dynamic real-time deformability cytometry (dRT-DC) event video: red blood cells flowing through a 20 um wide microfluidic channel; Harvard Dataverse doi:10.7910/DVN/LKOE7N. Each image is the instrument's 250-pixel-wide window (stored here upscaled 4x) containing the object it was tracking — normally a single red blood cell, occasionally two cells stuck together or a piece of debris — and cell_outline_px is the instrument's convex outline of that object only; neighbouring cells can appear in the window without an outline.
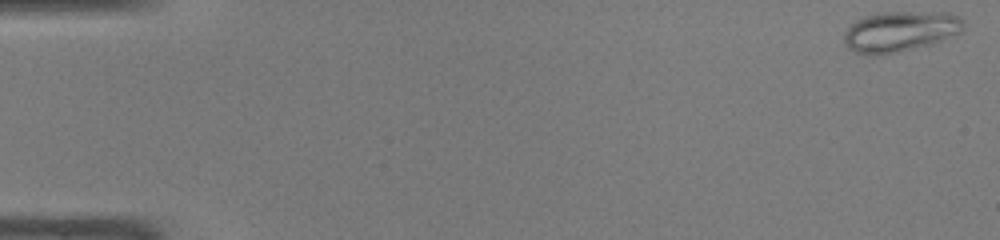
{"species": "common noctule bat (a hibernating species)", "species_latin": "Nyctalus noctula", "temperature_condition": "warm", "stored_images_in_passage": 6, "camera_frame_rate_fps": 3000, "um_per_image_px": 0.085, "animal": {"sex": "male", "body_mass_g": 19.0, "forearm_length_mm": 50.8}, "frame": {"image": 1, "passage_image": 1, "time_ms": 0.0, "image_size_px": [1000, 240], "cell_outline_px": [[964, 32], [928, 44], [880, 56], [872, 56], [856, 52], [848, 48], [844, 40], [844, 36], [848, 24], [856, 20], [880, 12], [948, 12], [960, 16], [964, 20]], "centroid_in_image_um": [76.52, 2.66], "position_along_channel_um": 8.5, "area_um2": 28.32}}